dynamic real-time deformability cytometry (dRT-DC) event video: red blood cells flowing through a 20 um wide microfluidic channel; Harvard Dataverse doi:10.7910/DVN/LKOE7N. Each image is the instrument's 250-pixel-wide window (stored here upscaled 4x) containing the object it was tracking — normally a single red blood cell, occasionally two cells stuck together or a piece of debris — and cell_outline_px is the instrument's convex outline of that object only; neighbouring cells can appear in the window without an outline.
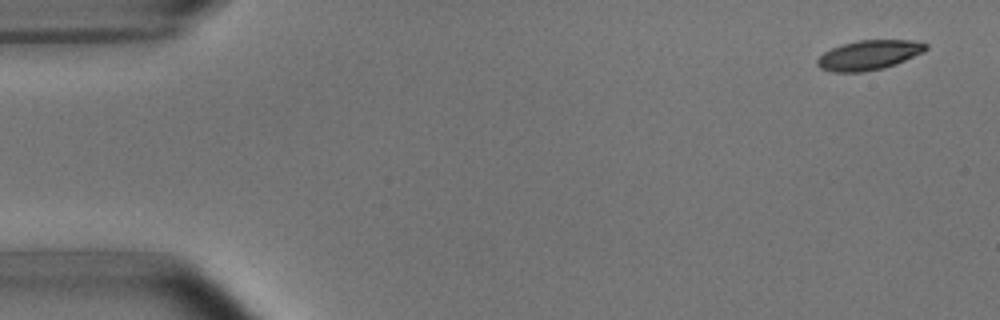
{"species": "common noctule bat (a hibernating species)", "species_latin": "Nyctalus noctula", "temperature_condition": "room temperature", "stored_images_in_passage": 4, "camera_frame_rate_fps": 3000, "um_per_image_px": 0.085, "animal": {"sex": "male", "body_mass_g": 15.6}, "frame": {"image": 1, "passage_image": 1, "time_ms": 0.0, "image_size_px": [1000, 320], "cell_outline_px": [[928, 48], [924, 52], [896, 64], [884, 68], [860, 72], [832, 72], [820, 68], [816, 64], [816, 60], [824, 52], [832, 48], [856, 40], [912, 40], [928, 44]], "centroid_in_image_um": [73.86, 4.68], "position_along_channel_um": 11.1, "area_um2": 18.79}}
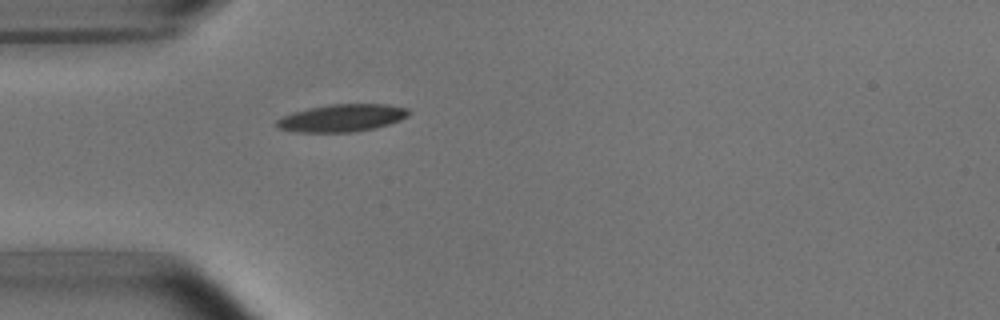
{"frame": {"image": 2, "passage_image": 4, "time_ms": 4.333, "image_size_px": [1000, 320], "cell_outline_px": [[412, 112], [408, 116], [400, 120], [376, 128], [352, 132], [296, 132], [280, 128], [276, 124], [276, 120], [292, 112], [308, 108], [328, 104], [388, 104], [408, 108]], "centroid_in_image_um": [29.1, 10.02], "position_along_channel_um": 55.9, "area_um2": 21.21}}